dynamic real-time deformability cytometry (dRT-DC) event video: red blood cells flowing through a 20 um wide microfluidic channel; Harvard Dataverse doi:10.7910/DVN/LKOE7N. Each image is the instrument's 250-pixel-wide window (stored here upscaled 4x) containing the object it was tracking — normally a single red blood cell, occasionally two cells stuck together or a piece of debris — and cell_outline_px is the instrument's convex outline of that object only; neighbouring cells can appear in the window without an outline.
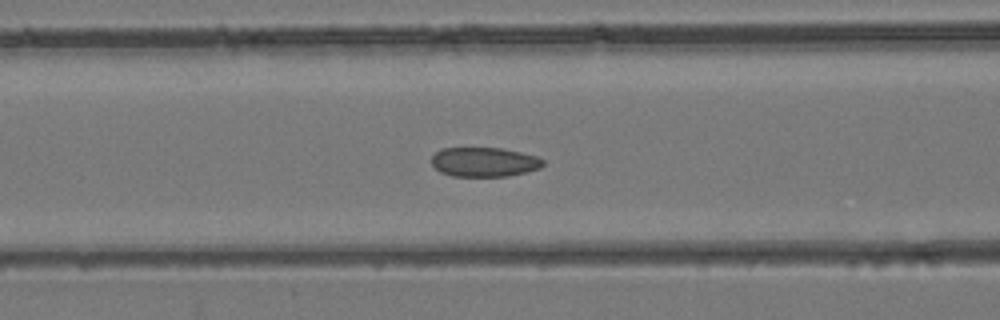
{"species": "common noctule bat (a hibernating species)", "species_latin": "Nyctalus noctula", "temperature_condition": "room temperature", "stored_images_in_passage": 42, "camera_frame_rate_fps": 3000, "um_per_image_px": 0.085, "animal": {"sex": "female", "body_mass_g": 24.6, "forearm_length_mm": 56.2}, "frame": {"image": 1, "passage_image": 17, "time_ms": 5.333, "image_size_px": [1000, 320], "cell_outline_px": [[544, 164], [540, 168], [508, 176], [452, 176], [440, 172], [432, 164], [432, 156], [440, 148], [500, 148], [520, 152], [536, 156], [544, 160]], "centroid_in_image_um": [41.14, 13.77], "position_along_channel_um": 125.5, "area_um2": 19.02}}
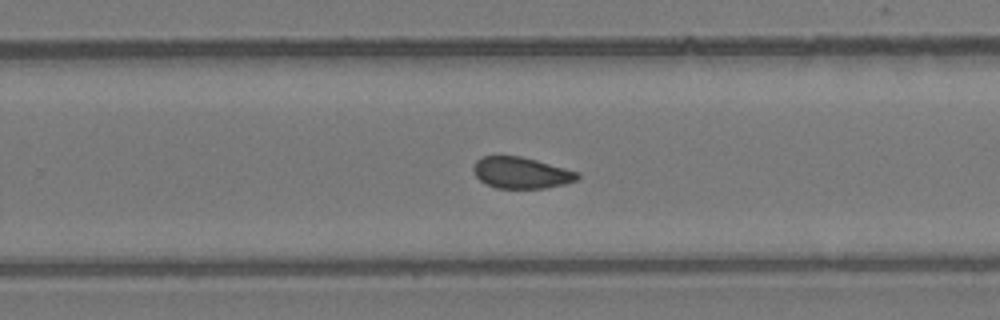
{"frame": {"image": 2, "passage_image": 27, "time_ms": 8.667, "image_size_px": [1000, 320], "cell_outline_px": [[580, 176], [576, 180], [564, 184], [544, 188], [496, 188], [480, 180], [476, 176], [472, 168], [476, 160], [484, 156], [520, 156], [536, 160], [580, 172]], "centroid_in_image_um": [44.31, 14.68], "position_along_channel_um": 285.5, "area_um2": 18.9}}
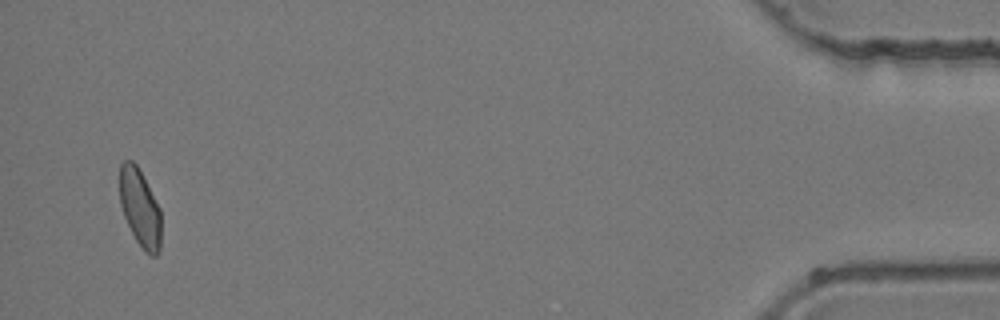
{"frame": {"image": 3, "passage_image": 41, "time_ms": 13.333, "image_size_px": [1000, 320], "cell_outline_px": [[160, 252], [156, 256], [152, 256], [144, 252], [136, 240], [124, 216], [120, 204], [120, 164], [124, 160], [132, 160], [136, 164], [160, 208]], "centroid_in_image_um": [11.9, 17.69], "position_along_channel_um": 423.3, "area_um2": 18.61}}